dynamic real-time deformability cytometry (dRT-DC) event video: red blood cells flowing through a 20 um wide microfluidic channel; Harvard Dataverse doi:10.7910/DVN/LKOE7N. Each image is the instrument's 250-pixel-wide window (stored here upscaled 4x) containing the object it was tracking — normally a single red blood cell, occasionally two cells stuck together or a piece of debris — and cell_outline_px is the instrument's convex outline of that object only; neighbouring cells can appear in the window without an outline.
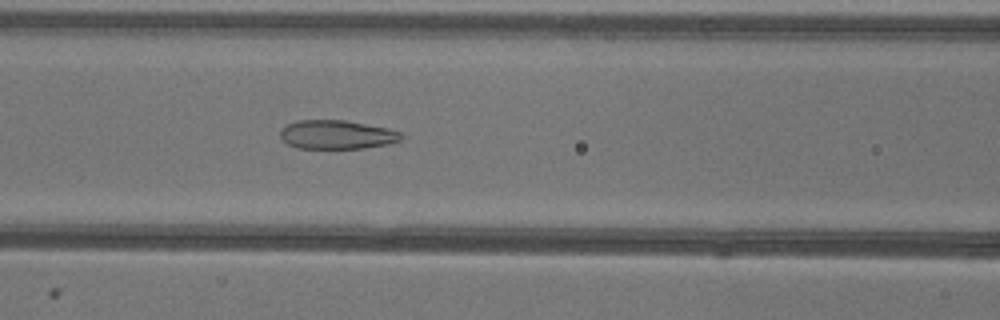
{"species": "common noctule bat (a hibernating species)", "species_latin": "Nyctalus noctula", "temperature_condition": "warm", "stored_images_in_passage": 51, "camera_frame_rate_fps": 3000, "um_per_image_px": 0.085, "animal": {"sex": "female"}, "frame": {"image": 1, "passage_image": 21, "time_ms": 6.667, "image_size_px": [1000, 320], "cell_outline_px": [[404, 136], [400, 140], [388, 144], [364, 148], [296, 148], [288, 144], [280, 136], [280, 128], [296, 120], [344, 120], [388, 128], [400, 132]], "centroid_in_image_um": [28.62, 11.44], "position_along_channel_um": 138.0, "area_um2": 20.35}}
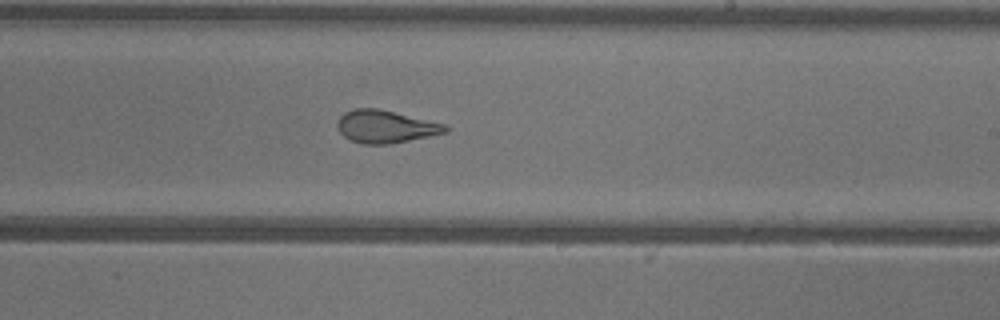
{"frame": {"image": 2, "passage_image": 30, "time_ms": 9.667, "image_size_px": [1000, 320], "cell_outline_px": [[448, 132], [388, 144], [364, 144], [352, 140], [344, 136], [340, 132], [336, 124], [336, 120], [344, 112], [356, 108], [376, 108], [444, 124], [448, 128]], "centroid_in_image_um": [32.71, 10.76], "position_along_channel_um": 256.3, "area_um2": 20.17}}
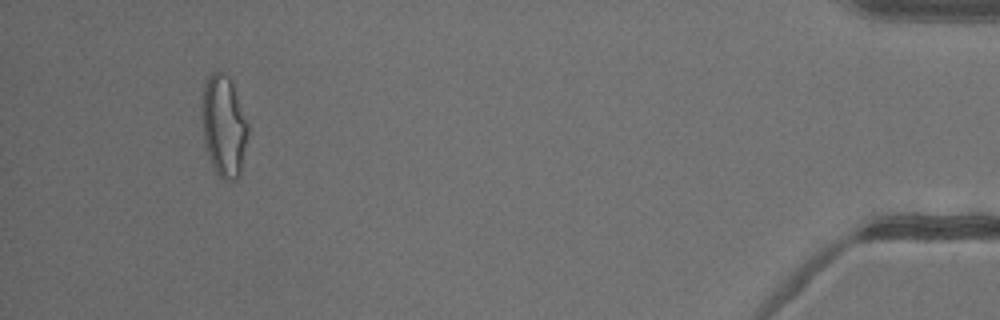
{"frame": {"image": 3, "passage_image": 48, "time_ms": 15.667, "image_size_px": [1000, 320], "cell_outline_px": [[248, 132], [240, 176], [236, 180], [224, 180], [216, 172], [204, 148], [200, 104], [204, 84], [208, 76], [216, 68], [224, 72], [232, 80], [248, 124]], "centroid_in_image_um": [18.99, 10.66], "position_along_channel_um": 416.2, "area_um2": 27.92}, "authors_computed_cell_mechanics": {"area_um2": 24.3916, "velocity_mm_per_s": 3.9505, "shape_relaxation_time_tau1_ms": null, "shape_relaxation_time_tau2_ms": 1.5506, "deformation_change_tau1": null, "deformation_change_tau2": 0.1104}}